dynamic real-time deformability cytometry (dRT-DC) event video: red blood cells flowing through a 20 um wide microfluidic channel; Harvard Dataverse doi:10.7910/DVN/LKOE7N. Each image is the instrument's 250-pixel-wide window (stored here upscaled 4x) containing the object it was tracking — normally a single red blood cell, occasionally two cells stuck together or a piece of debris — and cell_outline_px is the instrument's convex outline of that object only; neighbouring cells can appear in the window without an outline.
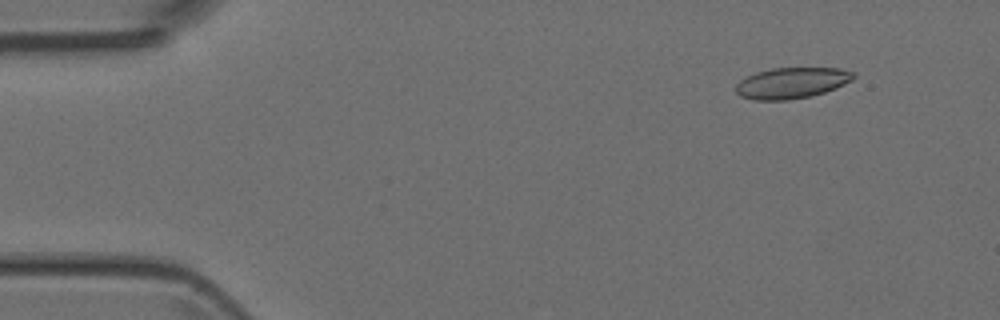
{"species": "Egyptian fruit bat (a non-hibernating species)", "species_latin": "Rousettus aegyptiacus", "temperature_condition": "room temperature", "stored_images_in_passage": 4, "camera_frame_rate_fps": 3000, "um_per_image_px": 0.085, "animal": {"sex": "female"}, "frame": {"image": 1, "passage_image": 1, "time_ms": 0.0, "image_size_px": [1000, 320], "cell_outline_px": [[856, 76], [852, 80], [836, 88], [812, 96], [788, 100], [756, 100], [740, 96], [736, 92], [736, 84], [740, 80], [756, 72], [772, 68], [840, 68], [852, 72]], "centroid_in_image_um": [67.29, 7.05], "position_along_channel_um": 17.7, "area_um2": 21.21}}